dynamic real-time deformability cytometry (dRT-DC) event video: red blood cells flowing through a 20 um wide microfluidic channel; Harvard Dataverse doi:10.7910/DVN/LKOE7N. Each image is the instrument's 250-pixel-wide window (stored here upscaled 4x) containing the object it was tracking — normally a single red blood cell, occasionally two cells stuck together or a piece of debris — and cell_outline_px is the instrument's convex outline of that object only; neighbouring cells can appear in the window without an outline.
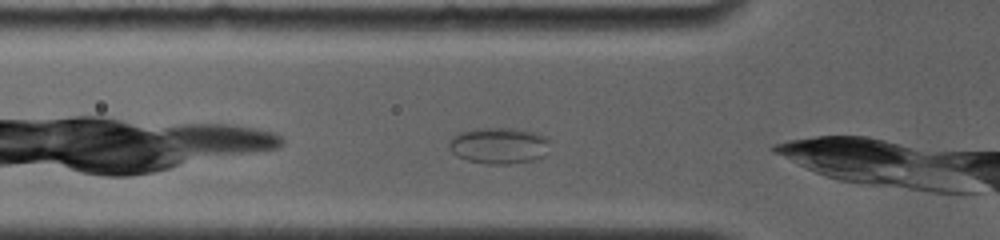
{"species": "common noctule bat (a hibernating species)", "species_latin": "Nyctalus noctula", "temperature_condition": "room temperature", "stored_images_in_passage": 9, "camera_frame_rate_fps": 4000, "um_per_image_px": 0.085, "animal": {"sex": "female", "body_mass_g": 19.0, "forearm_length_mm": 56.7}, "frame": {"image": 1, "passage_image": 3, "time_ms": 1.0, "image_size_px": [1000, 240], "cell_outline_px": [[548, 144], [544, 156], [532, 160], [508, 164], [488, 164], [468, 160], [456, 156], [448, 148], [448, 140], [456, 132], [476, 128], [512, 128], [536, 132], [548, 136]], "centroid_in_image_um": [42.36, 12.36], "position_along_channel_um": 83.4, "area_um2": 21.62}}